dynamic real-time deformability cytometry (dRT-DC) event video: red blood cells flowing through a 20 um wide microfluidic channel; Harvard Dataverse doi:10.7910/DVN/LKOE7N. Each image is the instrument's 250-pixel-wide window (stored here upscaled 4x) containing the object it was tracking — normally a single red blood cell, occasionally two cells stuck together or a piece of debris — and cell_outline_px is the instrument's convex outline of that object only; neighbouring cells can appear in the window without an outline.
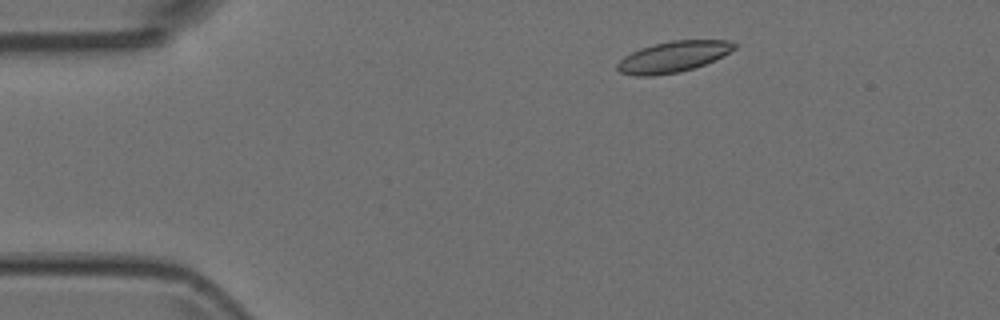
{"species": "Egyptian fruit bat (a non-hibernating species)", "species_latin": "Rousettus aegyptiacus", "temperature_condition": "room temperature", "stored_images_in_passage": 3, "camera_frame_rate_fps": 3000, "um_per_image_px": 0.085, "animal": {"sex": "female"}, "frame": {"image": 1, "passage_image": 1, "time_ms": 0.0, "image_size_px": [1000, 320], "cell_outline_px": [[736, 48], [704, 64], [680, 72], [652, 76], [636, 76], [620, 72], [616, 68], [616, 64], [624, 56], [640, 48], [672, 40], [728, 40], [736, 44]], "centroid_in_image_um": [57.17, 4.83], "position_along_channel_um": 27.8, "area_um2": 20.81}}
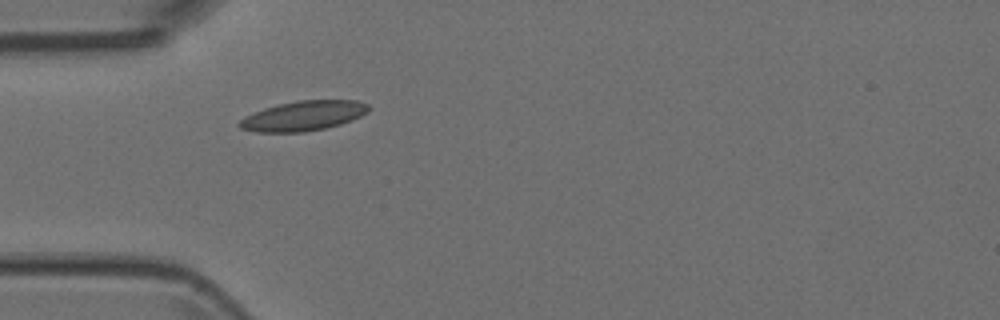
{"frame": {"image": 2, "passage_image": 3, "time_ms": 0.667, "image_size_px": [1000, 320], "cell_outline_px": [[368, 112], [352, 120], [340, 124], [324, 128], [304, 132], [256, 132], [240, 128], [236, 124], [244, 116], [252, 112], [264, 108], [280, 104], [300, 100], [356, 100], [368, 104]], "centroid_in_image_um": [25.75, 9.85], "position_along_channel_um": 59.3, "area_um2": 22.43}}